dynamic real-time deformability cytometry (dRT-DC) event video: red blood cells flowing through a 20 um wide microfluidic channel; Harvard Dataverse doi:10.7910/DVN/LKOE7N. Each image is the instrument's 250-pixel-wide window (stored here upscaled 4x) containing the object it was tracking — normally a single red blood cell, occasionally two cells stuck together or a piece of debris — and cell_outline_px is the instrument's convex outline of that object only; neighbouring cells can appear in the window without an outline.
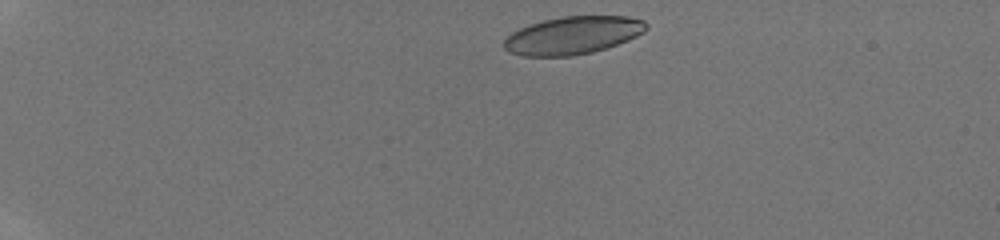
{"species": "human", "species_latin": "Homo sapiens", "temperature_condition": "room temperature", "stored_images_in_passage": 6, "camera_frame_rate_fps": 3000, "um_per_image_px": 0.085, "donor": {"sex": "male"}, "frame": {"image": 1, "passage_image": 1, "time_ms": 0.0, "image_size_px": [1000, 240], "cell_outline_px": [[648, 28], [644, 32], [628, 40], [592, 52], [572, 56], [524, 56], [508, 52], [504, 48], [504, 40], [512, 32], [528, 24], [544, 20], [564, 16], [628, 16], [644, 20], [648, 24]], "centroid_in_image_um": [48.69, 3.0], "position_along_channel_um": 36.3, "area_um2": 31.33}}
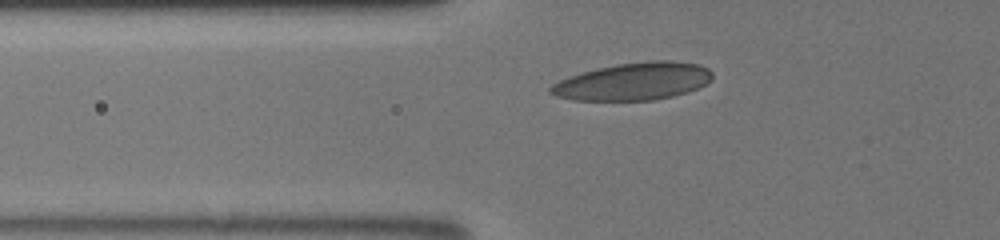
{"frame": {"image": 2, "passage_image": 5, "time_ms": 3.0, "image_size_px": [1000, 240], "cell_outline_px": [[712, 80], [688, 92], [672, 96], [652, 100], [572, 100], [556, 96], [548, 92], [548, 88], [552, 84], [560, 80], [596, 68], [616, 64], [648, 60], [672, 60], [700, 64], [708, 68], [712, 72]], "centroid_in_image_um": [53.85, 6.91], "position_along_channel_um": 71.9, "area_um2": 35.37}}